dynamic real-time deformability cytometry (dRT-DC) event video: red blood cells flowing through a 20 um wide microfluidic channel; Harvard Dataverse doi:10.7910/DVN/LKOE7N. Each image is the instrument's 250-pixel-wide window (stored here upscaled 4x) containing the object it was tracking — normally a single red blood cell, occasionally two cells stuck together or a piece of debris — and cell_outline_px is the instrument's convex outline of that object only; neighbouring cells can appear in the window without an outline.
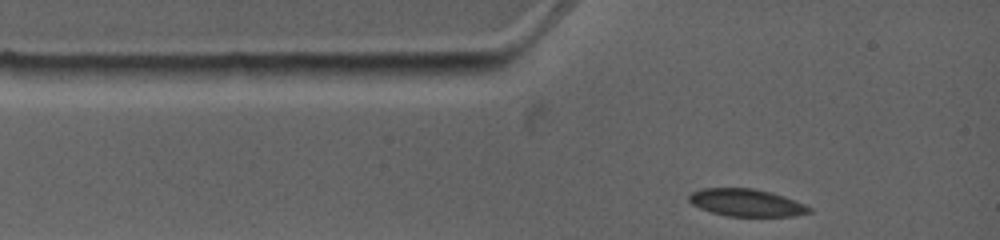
{"species": "common noctule bat (a hibernating species)", "species_latin": "Nyctalus noctula", "temperature_condition": "warm", "stored_images_in_passage": 8, "camera_frame_rate_fps": 4500, "um_per_image_px": 0.085, "animal": {"sex": "female", "body_mass_g": 19.0, "forearm_length_mm": 53.3}, "frame": {"image": 1, "passage_image": 1, "time_ms": 0.0, "image_size_px": [1000, 240], "cell_outline_px": [[812, 212], [792, 216], [728, 216], [712, 212], [700, 208], [692, 204], [688, 200], [688, 196], [692, 192], [700, 188], [752, 188], [772, 192], [784, 196], [804, 204], [812, 208]], "centroid_in_image_um": [63.44, 17.22], "position_along_channel_um": 21.6, "area_um2": 19.19}}
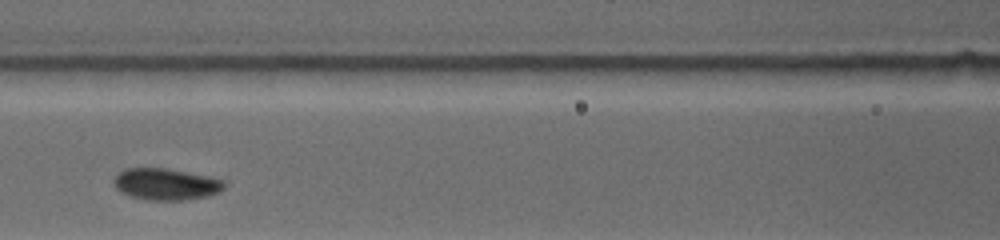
{"frame": {"image": 2, "passage_image": 5, "time_ms": 3.778, "image_size_px": [1000, 240], "cell_outline_px": [[224, 188], [220, 192], [208, 196], [188, 200], [148, 200], [132, 196], [120, 192], [112, 184], [112, 180], [124, 168], [164, 168], [208, 176], [224, 180]], "centroid_in_image_um": [14.09, 15.66], "position_along_channel_um": 152.5, "area_um2": 20.4}}
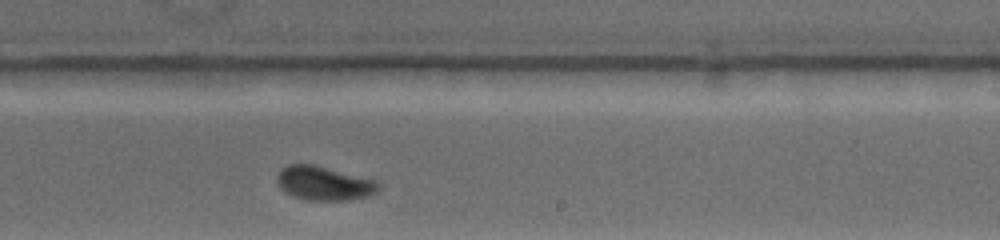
{"frame": {"image": 3, "passage_image": 8, "time_ms": 6.667, "image_size_px": [1000, 240], "cell_outline_px": [[380, 188], [376, 192], [368, 196], [352, 200], [308, 200], [292, 196], [284, 192], [280, 188], [276, 180], [276, 176], [280, 168], [288, 164], [312, 164], [376, 180], [380, 184]], "centroid_in_image_um": [27.51, 15.58], "position_along_channel_um": 261.5, "area_um2": 20.29}}